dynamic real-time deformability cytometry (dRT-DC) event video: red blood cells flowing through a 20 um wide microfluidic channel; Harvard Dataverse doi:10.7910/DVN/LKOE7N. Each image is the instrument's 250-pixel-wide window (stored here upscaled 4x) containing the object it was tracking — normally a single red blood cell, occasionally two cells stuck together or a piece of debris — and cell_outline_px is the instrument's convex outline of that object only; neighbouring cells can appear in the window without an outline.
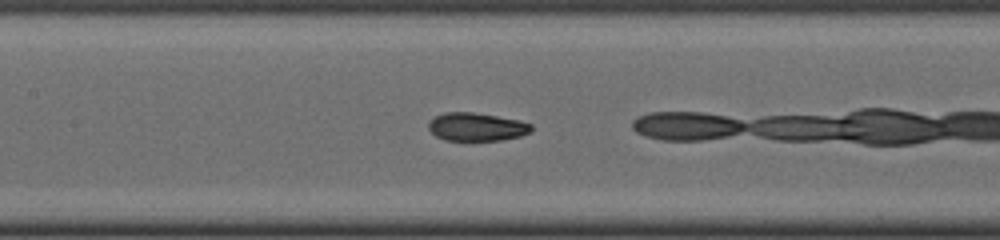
{"species": "common noctule bat (a hibernating species)", "species_latin": "Nyctalus noctula", "temperature_condition": "cold", "stored_images_in_passage": 26, "camera_frame_rate_fps": 3000, "um_per_image_px": 0.085, "animal": {"sex": "male", "body_mass_g": 19.0, "forearm_length_mm": 50.8}, "frame": {"image": 1, "passage_image": 19, "time_ms": 6.0, "image_size_px": [1000, 240], "cell_outline_px": [[532, 132], [520, 136], [500, 140], [444, 140], [436, 136], [428, 128], [428, 120], [444, 112], [472, 112], [520, 120], [532, 124]], "centroid_in_image_um": [40.51, 10.78], "position_along_channel_um": 166.9, "area_um2": 16.94}}